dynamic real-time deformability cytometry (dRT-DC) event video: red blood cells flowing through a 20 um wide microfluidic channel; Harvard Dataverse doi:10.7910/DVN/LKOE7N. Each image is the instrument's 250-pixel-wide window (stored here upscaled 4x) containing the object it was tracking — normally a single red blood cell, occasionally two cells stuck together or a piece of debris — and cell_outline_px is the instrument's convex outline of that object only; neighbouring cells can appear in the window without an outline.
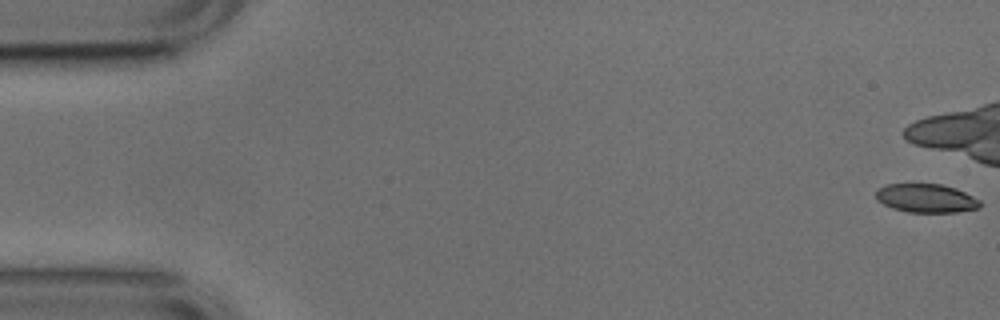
{"species": "common noctule bat (a hibernating species)", "species_latin": "Nyctalus noctula", "temperature_condition": "cold", "stored_images_in_passage": 11, "camera_frame_rate_fps": 3000, "um_per_image_px": 0.085, "animal": {"sex": "male", "body_mass_g": 17.9, "forearm_length_mm": 54.2}, "frame": {"image": 1, "passage_image": 1, "time_ms": 0.0, "image_size_px": [1000, 320], "cell_outline_px": [[980, 208], [956, 212], [908, 212], [892, 208], [876, 200], [876, 192], [880, 188], [888, 184], [940, 184], [956, 188], [980, 200]], "centroid_in_image_um": [78.73, 16.85], "position_along_channel_um": 6.3, "area_um2": 17.28}}